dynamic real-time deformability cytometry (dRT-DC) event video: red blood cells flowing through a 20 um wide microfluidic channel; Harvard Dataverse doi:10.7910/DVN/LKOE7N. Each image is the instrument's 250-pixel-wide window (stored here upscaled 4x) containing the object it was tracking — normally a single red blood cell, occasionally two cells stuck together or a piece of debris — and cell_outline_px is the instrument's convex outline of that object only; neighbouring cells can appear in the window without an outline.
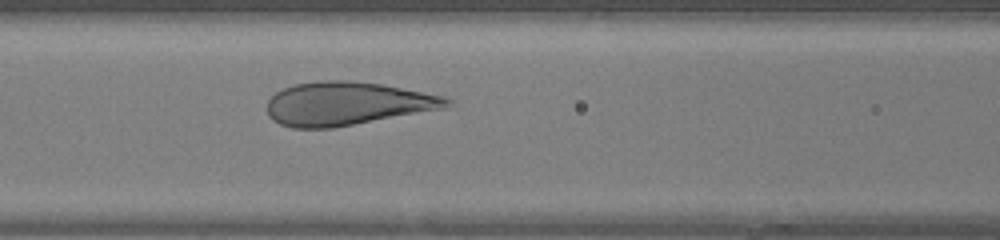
{"species": "human", "species_latin": "Homo sapiens", "temperature_condition": "warm", "stored_images_in_passage": 25, "camera_frame_rate_fps": 3000, "um_per_image_px": 0.085, "donor": {"sex": "female"}, "frame": {"image": 1, "passage_image": 6, "time_ms": 1.667, "image_size_px": [1000, 240], "cell_outline_px": [[452, 104], [448, 108], [332, 128], [292, 128], [280, 124], [272, 120], [268, 116], [268, 100], [276, 92], [292, 84], [324, 80], [348, 80], [380, 84], [444, 96], [452, 100]], "centroid_in_image_um": [29.5, 8.81], "position_along_channel_um": 137.1, "area_um2": 45.55}}
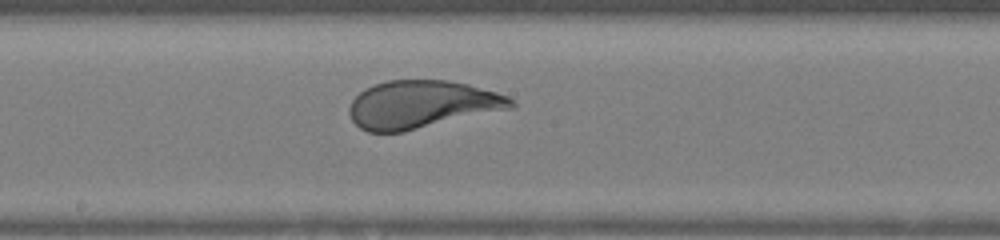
{"frame": {"image": 2, "passage_image": 11, "time_ms": 3.333, "image_size_px": [1000, 240], "cell_outline_px": [[516, 104], [512, 108], [404, 132], [368, 132], [360, 128], [352, 120], [348, 112], [348, 108], [352, 100], [364, 88], [388, 80], [448, 80], [468, 84], [496, 92], [508, 96]], "centroid_in_image_um": [35.83, 8.88], "position_along_channel_um": 212.4, "area_um2": 45.08}}
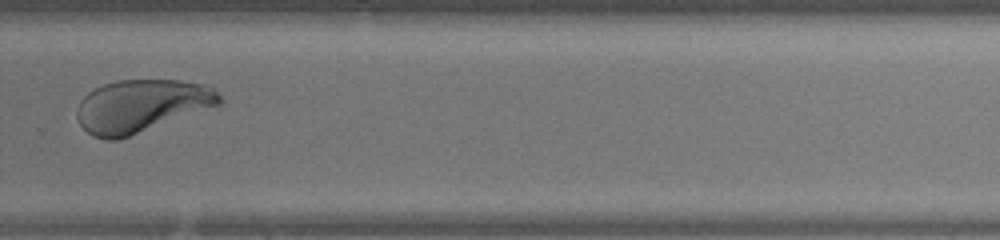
{"frame": {"image": 3, "passage_image": 18, "time_ms": 5.667, "image_size_px": [1000, 240], "cell_outline_px": [[224, 100], [216, 108], [116, 140], [104, 140], [92, 136], [80, 124], [76, 116], [76, 108], [80, 100], [88, 92], [104, 84], [116, 80], [180, 80], [212, 84], [216, 88]], "centroid_in_image_um": [12.11, 8.99], "position_along_channel_um": 317.7, "area_um2": 44.74}}